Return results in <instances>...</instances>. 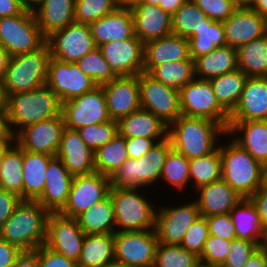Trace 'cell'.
<instances>
[{
    "mask_svg": "<svg viewBox=\"0 0 267 267\" xmlns=\"http://www.w3.org/2000/svg\"><path fill=\"white\" fill-rule=\"evenodd\" d=\"M225 134L226 130L217 122L181 115L168 125L167 138L174 150L194 159L211 153Z\"/></svg>",
    "mask_w": 267,
    "mask_h": 267,
    "instance_id": "6da1fadb",
    "label": "cell"
},
{
    "mask_svg": "<svg viewBox=\"0 0 267 267\" xmlns=\"http://www.w3.org/2000/svg\"><path fill=\"white\" fill-rule=\"evenodd\" d=\"M62 103L48 85L8 95L7 127L12 138L24 127L61 115Z\"/></svg>",
    "mask_w": 267,
    "mask_h": 267,
    "instance_id": "7a4b0ae2",
    "label": "cell"
},
{
    "mask_svg": "<svg viewBox=\"0 0 267 267\" xmlns=\"http://www.w3.org/2000/svg\"><path fill=\"white\" fill-rule=\"evenodd\" d=\"M49 214L38 201L21 200L0 228V239L22 251L37 249L45 244Z\"/></svg>",
    "mask_w": 267,
    "mask_h": 267,
    "instance_id": "3957f363",
    "label": "cell"
},
{
    "mask_svg": "<svg viewBox=\"0 0 267 267\" xmlns=\"http://www.w3.org/2000/svg\"><path fill=\"white\" fill-rule=\"evenodd\" d=\"M225 137L229 141L220 142L221 178L240 196L250 198L261 187L262 164L227 133Z\"/></svg>",
    "mask_w": 267,
    "mask_h": 267,
    "instance_id": "277c9868",
    "label": "cell"
},
{
    "mask_svg": "<svg viewBox=\"0 0 267 267\" xmlns=\"http://www.w3.org/2000/svg\"><path fill=\"white\" fill-rule=\"evenodd\" d=\"M145 193V189L140 188L110 187L116 232L155 228L157 204L147 199Z\"/></svg>",
    "mask_w": 267,
    "mask_h": 267,
    "instance_id": "5b68a950",
    "label": "cell"
},
{
    "mask_svg": "<svg viewBox=\"0 0 267 267\" xmlns=\"http://www.w3.org/2000/svg\"><path fill=\"white\" fill-rule=\"evenodd\" d=\"M171 149V143L166 138L157 142L144 156L128 158L110 177L111 187L150 189L157 182L159 185L163 165Z\"/></svg>",
    "mask_w": 267,
    "mask_h": 267,
    "instance_id": "8992f818",
    "label": "cell"
},
{
    "mask_svg": "<svg viewBox=\"0 0 267 267\" xmlns=\"http://www.w3.org/2000/svg\"><path fill=\"white\" fill-rule=\"evenodd\" d=\"M50 58L47 43L36 51L12 56L2 80L7 94L28 92L45 85Z\"/></svg>",
    "mask_w": 267,
    "mask_h": 267,
    "instance_id": "52a82bcc",
    "label": "cell"
},
{
    "mask_svg": "<svg viewBox=\"0 0 267 267\" xmlns=\"http://www.w3.org/2000/svg\"><path fill=\"white\" fill-rule=\"evenodd\" d=\"M46 38L37 24L33 10L0 18V45L12 56L38 50Z\"/></svg>",
    "mask_w": 267,
    "mask_h": 267,
    "instance_id": "ba28073f",
    "label": "cell"
},
{
    "mask_svg": "<svg viewBox=\"0 0 267 267\" xmlns=\"http://www.w3.org/2000/svg\"><path fill=\"white\" fill-rule=\"evenodd\" d=\"M179 92L182 115L208 119L228 130L229 114L217 102L209 80L195 77Z\"/></svg>",
    "mask_w": 267,
    "mask_h": 267,
    "instance_id": "9c48e42d",
    "label": "cell"
},
{
    "mask_svg": "<svg viewBox=\"0 0 267 267\" xmlns=\"http://www.w3.org/2000/svg\"><path fill=\"white\" fill-rule=\"evenodd\" d=\"M140 106L169 125L181 115L179 90L166 86L149 73L138 75Z\"/></svg>",
    "mask_w": 267,
    "mask_h": 267,
    "instance_id": "30bf717a",
    "label": "cell"
},
{
    "mask_svg": "<svg viewBox=\"0 0 267 267\" xmlns=\"http://www.w3.org/2000/svg\"><path fill=\"white\" fill-rule=\"evenodd\" d=\"M157 245L154 229L115 232V262L124 267H153Z\"/></svg>",
    "mask_w": 267,
    "mask_h": 267,
    "instance_id": "8fae6325",
    "label": "cell"
},
{
    "mask_svg": "<svg viewBox=\"0 0 267 267\" xmlns=\"http://www.w3.org/2000/svg\"><path fill=\"white\" fill-rule=\"evenodd\" d=\"M187 202L157 205L154 230L158 243L180 245L186 231L200 216L196 201Z\"/></svg>",
    "mask_w": 267,
    "mask_h": 267,
    "instance_id": "7c38bea8",
    "label": "cell"
},
{
    "mask_svg": "<svg viewBox=\"0 0 267 267\" xmlns=\"http://www.w3.org/2000/svg\"><path fill=\"white\" fill-rule=\"evenodd\" d=\"M61 114L65 128L72 130L111 120L102 86L63 102Z\"/></svg>",
    "mask_w": 267,
    "mask_h": 267,
    "instance_id": "4fadbf2b",
    "label": "cell"
},
{
    "mask_svg": "<svg viewBox=\"0 0 267 267\" xmlns=\"http://www.w3.org/2000/svg\"><path fill=\"white\" fill-rule=\"evenodd\" d=\"M110 187V178L100 173L76 175L73 177L67 202L58 213L76 219L89 207L106 198Z\"/></svg>",
    "mask_w": 267,
    "mask_h": 267,
    "instance_id": "5bb4252c",
    "label": "cell"
},
{
    "mask_svg": "<svg viewBox=\"0 0 267 267\" xmlns=\"http://www.w3.org/2000/svg\"><path fill=\"white\" fill-rule=\"evenodd\" d=\"M46 43L51 57L69 63H76L97 48L89 25L77 22L53 32L46 38Z\"/></svg>",
    "mask_w": 267,
    "mask_h": 267,
    "instance_id": "9a60e30c",
    "label": "cell"
},
{
    "mask_svg": "<svg viewBox=\"0 0 267 267\" xmlns=\"http://www.w3.org/2000/svg\"><path fill=\"white\" fill-rule=\"evenodd\" d=\"M85 233L75 218L60 213H50L47 219L45 246L63 255L69 260L78 262Z\"/></svg>",
    "mask_w": 267,
    "mask_h": 267,
    "instance_id": "2e32d148",
    "label": "cell"
},
{
    "mask_svg": "<svg viewBox=\"0 0 267 267\" xmlns=\"http://www.w3.org/2000/svg\"><path fill=\"white\" fill-rule=\"evenodd\" d=\"M46 85L53 90L61 103L97 87L76 63L64 62L53 57L49 61Z\"/></svg>",
    "mask_w": 267,
    "mask_h": 267,
    "instance_id": "e0dca14e",
    "label": "cell"
},
{
    "mask_svg": "<svg viewBox=\"0 0 267 267\" xmlns=\"http://www.w3.org/2000/svg\"><path fill=\"white\" fill-rule=\"evenodd\" d=\"M64 129L65 121L61 114L22 128L13 140L23 150L56 157Z\"/></svg>",
    "mask_w": 267,
    "mask_h": 267,
    "instance_id": "ac0fdd59",
    "label": "cell"
},
{
    "mask_svg": "<svg viewBox=\"0 0 267 267\" xmlns=\"http://www.w3.org/2000/svg\"><path fill=\"white\" fill-rule=\"evenodd\" d=\"M99 48L117 77L144 72V44L136 35L122 41L103 43Z\"/></svg>",
    "mask_w": 267,
    "mask_h": 267,
    "instance_id": "d6986e66",
    "label": "cell"
},
{
    "mask_svg": "<svg viewBox=\"0 0 267 267\" xmlns=\"http://www.w3.org/2000/svg\"><path fill=\"white\" fill-rule=\"evenodd\" d=\"M101 86L111 120L118 121L141 108L138 75L119 76Z\"/></svg>",
    "mask_w": 267,
    "mask_h": 267,
    "instance_id": "ffe728a7",
    "label": "cell"
},
{
    "mask_svg": "<svg viewBox=\"0 0 267 267\" xmlns=\"http://www.w3.org/2000/svg\"><path fill=\"white\" fill-rule=\"evenodd\" d=\"M222 23L226 45L235 49L267 34V19L250 7H238Z\"/></svg>",
    "mask_w": 267,
    "mask_h": 267,
    "instance_id": "44dd1931",
    "label": "cell"
},
{
    "mask_svg": "<svg viewBox=\"0 0 267 267\" xmlns=\"http://www.w3.org/2000/svg\"><path fill=\"white\" fill-rule=\"evenodd\" d=\"M131 14L134 33L143 44L172 34V16L158 5L137 3Z\"/></svg>",
    "mask_w": 267,
    "mask_h": 267,
    "instance_id": "7402d4cb",
    "label": "cell"
},
{
    "mask_svg": "<svg viewBox=\"0 0 267 267\" xmlns=\"http://www.w3.org/2000/svg\"><path fill=\"white\" fill-rule=\"evenodd\" d=\"M56 157L73 176L96 172L94 151L84 143L77 130L64 129Z\"/></svg>",
    "mask_w": 267,
    "mask_h": 267,
    "instance_id": "603a6c76",
    "label": "cell"
},
{
    "mask_svg": "<svg viewBox=\"0 0 267 267\" xmlns=\"http://www.w3.org/2000/svg\"><path fill=\"white\" fill-rule=\"evenodd\" d=\"M73 177L63 162L54 157L47 166L44 190L37 201L50 213H58L67 202Z\"/></svg>",
    "mask_w": 267,
    "mask_h": 267,
    "instance_id": "cb8c5ba5",
    "label": "cell"
},
{
    "mask_svg": "<svg viewBox=\"0 0 267 267\" xmlns=\"http://www.w3.org/2000/svg\"><path fill=\"white\" fill-rule=\"evenodd\" d=\"M200 216L228 214L242 199L222 178L194 191ZM197 195V196H196Z\"/></svg>",
    "mask_w": 267,
    "mask_h": 267,
    "instance_id": "d4e9b609",
    "label": "cell"
},
{
    "mask_svg": "<svg viewBox=\"0 0 267 267\" xmlns=\"http://www.w3.org/2000/svg\"><path fill=\"white\" fill-rule=\"evenodd\" d=\"M267 120V77H248L229 121Z\"/></svg>",
    "mask_w": 267,
    "mask_h": 267,
    "instance_id": "484cf974",
    "label": "cell"
},
{
    "mask_svg": "<svg viewBox=\"0 0 267 267\" xmlns=\"http://www.w3.org/2000/svg\"><path fill=\"white\" fill-rule=\"evenodd\" d=\"M226 133L262 165L267 163V120L229 121Z\"/></svg>",
    "mask_w": 267,
    "mask_h": 267,
    "instance_id": "4316f807",
    "label": "cell"
},
{
    "mask_svg": "<svg viewBox=\"0 0 267 267\" xmlns=\"http://www.w3.org/2000/svg\"><path fill=\"white\" fill-rule=\"evenodd\" d=\"M176 61H193L187 38L171 34L144 44V72L150 73L160 64Z\"/></svg>",
    "mask_w": 267,
    "mask_h": 267,
    "instance_id": "83f0119b",
    "label": "cell"
},
{
    "mask_svg": "<svg viewBox=\"0 0 267 267\" xmlns=\"http://www.w3.org/2000/svg\"><path fill=\"white\" fill-rule=\"evenodd\" d=\"M89 27L97 47L103 43L122 41L135 35L131 8L117 7Z\"/></svg>",
    "mask_w": 267,
    "mask_h": 267,
    "instance_id": "f1b7e54d",
    "label": "cell"
},
{
    "mask_svg": "<svg viewBox=\"0 0 267 267\" xmlns=\"http://www.w3.org/2000/svg\"><path fill=\"white\" fill-rule=\"evenodd\" d=\"M74 8L75 0H41L33 12L42 35L47 38L73 23Z\"/></svg>",
    "mask_w": 267,
    "mask_h": 267,
    "instance_id": "f546056e",
    "label": "cell"
},
{
    "mask_svg": "<svg viewBox=\"0 0 267 267\" xmlns=\"http://www.w3.org/2000/svg\"><path fill=\"white\" fill-rule=\"evenodd\" d=\"M117 124L118 134L125 138H167L168 125L142 108L120 118Z\"/></svg>",
    "mask_w": 267,
    "mask_h": 267,
    "instance_id": "4dcf8cb0",
    "label": "cell"
},
{
    "mask_svg": "<svg viewBox=\"0 0 267 267\" xmlns=\"http://www.w3.org/2000/svg\"><path fill=\"white\" fill-rule=\"evenodd\" d=\"M55 156L23 150V200L37 201L44 190L46 169Z\"/></svg>",
    "mask_w": 267,
    "mask_h": 267,
    "instance_id": "1f68e13d",
    "label": "cell"
},
{
    "mask_svg": "<svg viewBox=\"0 0 267 267\" xmlns=\"http://www.w3.org/2000/svg\"><path fill=\"white\" fill-rule=\"evenodd\" d=\"M195 77L210 80L238 69L237 49L217 47L194 60Z\"/></svg>",
    "mask_w": 267,
    "mask_h": 267,
    "instance_id": "d6a6232c",
    "label": "cell"
},
{
    "mask_svg": "<svg viewBox=\"0 0 267 267\" xmlns=\"http://www.w3.org/2000/svg\"><path fill=\"white\" fill-rule=\"evenodd\" d=\"M114 261V234H85L78 267H102Z\"/></svg>",
    "mask_w": 267,
    "mask_h": 267,
    "instance_id": "836d02e7",
    "label": "cell"
},
{
    "mask_svg": "<svg viewBox=\"0 0 267 267\" xmlns=\"http://www.w3.org/2000/svg\"><path fill=\"white\" fill-rule=\"evenodd\" d=\"M23 149L13 138L4 143V159L0 173V188L18 195L23 200Z\"/></svg>",
    "mask_w": 267,
    "mask_h": 267,
    "instance_id": "e575fe53",
    "label": "cell"
},
{
    "mask_svg": "<svg viewBox=\"0 0 267 267\" xmlns=\"http://www.w3.org/2000/svg\"><path fill=\"white\" fill-rule=\"evenodd\" d=\"M79 227L85 234H114V205L110 195L89 207L77 218Z\"/></svg>",
    "mask_w": 267,
    "mask_h": 267,
    "instance_id": "d590c367",
    "label": "cell"
},
{
    "mask_svg": "<svg viewBox=\"0 0 267 267\" xmlns=\"http://www.w3.org/2000/svg\"><path fill=\"white\" fill-rule=\"evenodd\" d=\"M229 214L237 239L259 242L262 224L257 209L249 198H243Z\"/></svg>",
    "mask_w": 267,
    "mask_h": 267,
    "instance_id": "8d00e7d4",
    "label": "cell"
},
{
    "mask_svg": "<svg viewBox=\"0 0 267 267\" xmlns=\"http://www.w3.org/2000/svg\"><path fill=\"white\" fill-rule=\"evenodd\" d=\"M248 77L240 70L210 79L219 105L230 115L236 108Z\"/></svg>",
    "mask_w": 267,
    "mask_h": 267,
    "instance_id": "74e56055",
    "label": "cell"
},
{
    "mask_svg": "<svg viewBox=\"0 0 267 267\" xmlns=\"http://www.w3.org/2000/svg\"><path fill=\"white\" fill-rule=\"evenodd\" d=\"M238 69L247 77H267V34L237 49Z\"/></svg>",
    "mask_w": 267,
    "mask_h": 267,
    "instance_id": "f35d334b",
    "label": "cell"
},
{
    "mask_svg": "<svg viewBox=\"0 0 267 267\" xmlns=\"http://www.w3.org/2000/svg\"><path fill=\"white\" fill-rule=\"evenodd\" d=\"M190 57L196 58L210 53L217 47L226 46L223 23L207 19L191 38H188Z\"/></svg>",
    "mask_w": 267,
    "mask_h": 267,
    "instance_id": "ab89813d",
    "label": "cell"
},
{
    "mask_svg": "<svg viewBox=\"0 0 267 267\" xmlns=\"http://www.w3.org/2000/svg\"><path fill=\"white\" fill-rule=\"evenodd\" d=\"M189 173L190 187L194 189L193 193L199 187L221 179L220 142L211 153L189 159Z\"/></svg>",
    "mask_w": 267,
    "mask_h": 267,
    "instance_id": "60d3db41",
    "label": "cell"
},
{
    "mask_svg": "<svg viewBox=\"0 0 267 267\" xmlns=\"http://www.w3.org/2000/svg\"><path fill=\"white\" fill-rule=\"evenodd\" d=\"M95 171L111 177L129 158L126 150V138L117 134L104 146L94 151Z\"/></svg>",
    "mask_w": 267,
    "mask_h": 267,
    "instance_id": "b9f144b4",
    "label": "cell"
},
{
    "mask_svg": "<svg viewBox=\"0 0 267 267\" xmlns=\"http://www.w3.org/2000/svg\"><path fill=\"white\" fill-rule=\"evenodd\" d=\"M207 19L208 17L193 0H186L172 15V34L191 38Z\"/></svg>",
    "mask_w": 267,
    "mask_h": 267,
    "instance_id": "7bdbcfd3",
    "label": "cell"
},
{
    "mask_svg": "<svg viewBox=\"0 0 267 267\" xmlns=\"http://www.w3.org/2000/svg\"><path fill=\"white\" fill-rule=\"evenodd\" d=\"M164 181L178 190L177 193L185 189L187 191L188 186L190 187L189 159L173 148L166 157L159 185L164 184Z\"/></svg>",
    "mask_w": 267,
    "mask_h": 267,
    "instance_id": "ee69618b",
    "label": "cell"
},
{
    "mask_svg": "<svg viewBox=\"0 0 267 267\" xmlns=\"http://www.w3.org/2000/svg\"><path fill=\"white\" fill-rule=\"evenodd\" d=\"M149 74L164 85L180 90L195 78L194 61L163 63Z\"/></svg>",
    "mask_w": 267,
    "mask_h": 267,
    "instance_id": "f6af8a7d",
    "label": "cell"
},
{
    "mask_svg": "<svg viewBox=\"0 0 267 267\" xmlns=\"http://www.w3.org/2000/svg\"><path fill=\"white\" fill-rule=\"evenodd\" d=\"M199 257L180 245L158 243L153 267H195Z\"/></svg>",
    "mask_w": 267,
    "mask_h": 267,
    "instance_id": "bcb514c9",
    "label": "cell"
},
{
    "mask_svg": "<svg viewBox=\"0 0 267 267\" xmlns=\"http://www.w3.org/2000/svg\"><path fill=\"white\" fill-rule=\"evenodd\" d=\"M76 64L97 86L108 83L117 77L110 69L99 47L87 53Z\"/></svg>",
    "mask_w": 267,
    "mask_h": 267,
    "instance_id": "7dc6e473",
    "label": "cell"
},
{
    "mask_svg": "<svg viewBox=\"0 0 267 267\" xmlns=\"http://www.w3.org/2000/svg\"><path fill=\"white\" fill-rule=\"evenodd\" d=\"M116 8L113 0H75L74 22L90 25Z\"/></svg>",
    "mask_w": 267,
    "mask_h": 267,
    "instance_id": "c3c4849f",
    "label": "cell"
},
{
    "mask_svg": "<svg viewBox=\"0 0 267 267\" xmlns=\"http://www.w3.org/2000/svg\"><path fill=\"white\" fill-rule=\"evenodd\" d=\"M77 132L84 143L93 151H96L118 134V124L116 120H109L101 124L79 128Z\"/></svg>",
    "mask_w": 267,
    "mask_h": 267,
    "instance_id": "681fc988",
    "label": "cell"
},
{
    "mask_svg": "<svg viewBox=\"0 0 267 267\" xmlns=\"http://www.w3.org/2000/svg\"><path fill=\"white\" fill-rule=\"evenodd\" d=\"M229 246L230 241L208 235L203 251L199 256L200 263H204L209 267H221L227 258Z\"/></svg>",
    "mask_w": 267,
    "mask_h": 267,
    "instance_id": "f907efd6",
    "label": "cell"
},
{
    "mask_svg": "<svg viewBox=\"0 0 267 267\" xmlns=\"http://www.w3.org/2000/svg\"><path fill=\"white\" fill-rule=\"evenodd\" d=\"M208 235L209 231L206 217L199 216L184 234L180 246L189 252L195 253L199 257Z\"/></svg>",
    "mask_w": 267,
    "mask_h": 267,
    "instance_id": "816d5d0a",
    "label": "cell"
},
{
    "mask_svg": "<svg viewBox=\"0 0 267 267\" xmlns=\"http://www.w3.org/2000/svg\"><path fill=\"white\" fill-rule=\"evenodd\" d=\"M257 249L258 243L242 239L231 240L227 258L221 267H244Z\"/></svg>",
    "mask_w": 267,
    "mask_h": 267,
    "instance_id": "f5cc1de1",
    "label": "cell"
},
{
    "mask_svg": "<svg viewBox=\"0 0 267 267\" xmlns=\"http://www.w3.org/2000/svg\"><path fill=\"white\" fill-rule=\"evenodd\" d=\"M205 15L214 21L224 22L238 8L234 0H193Z\"/></svg>",
    "mask_w": 267,
    "mask_h": 267,
    "instance_id": "db71d44e",
    "label": "cell"
},
{
    "mask_svg": "<svg viewBox=\"0 0 267 267\" xmlns=\"http://www.w3.org/2000/svg\"><path fill=\"white\" fill-rule=\"evenodd\" d=\"M209 235L231 241L237 239L230 214H218L206 217Z\"/></svg>",
    "mask_w": 267,
    "mask_h": 267,
    "instance_id": "11a10c76",
    "label": "cell"
},
{
    "mask_svg": "<svg viewBox=\"0 0 267 267\" xmlns=\"http://www.w3.org/2000/svg\"><path fill=\"white\" fill-rule=\"evenodd\" d=\"M38 261L40 267H78L77 263L45 245L38 247Z\"/></svg>",
    "mask_w": 267,
    "mask_h": 267,
    "instance_id": "9f6ffc18",
    "label": "cell"
},
{
    "mask_svg": "<svg viewBox=\"0 0 267 267\" xmlns=\"http://www.w3.org/2000/svg\"><path fill=\"white\" fill-rule=\"evenodd\" d=\"M166 138H126V150L130 159H138L145 155L157 142Z\"/></svg>",
    "mask_w": 267,
    "mask_h": 267,
    "instance_id": "6f0895ef",
    "label": "cell"
},
{
    "mask_svg": "<svg viewBox=\"0 0 267 267\" xmlns=\"http://www.w3.org/2000/svg\"><path fill=\"white\" fill-rule=\"evenodd\" d=\"M20 202L21 198L18 195L0 188V228Z\"/></svg>",
    "mask_w": 267,
    "mask_h": 267,
    "instance_id": "680465c9",
    "label": "cell"
},
{
    "mask_svg": "<svg viewBox=\"0 0 267 267\" xmlns=\"http://www.w3.org/2000/svg\"><path fill=\"white\" fill-rule=\"evenodd\" d=\"M21 253L18 246L0 239V267H12Z\"/></svg>",
    "mask_w": 267,
    "mask_h": 267,
    "instance_id": "91938a15",
    "label": "cell"
},
{
    "mask_svg": "<svg viewBox=\"0 0 267 267\" xmlns=\"http://www.w3.org/2000/svg\"><path fill=\"white\" fill-rule=\"evenodd\" d=\"M257 209L261 224L267 223V190L259 188L250 198Z\"/></svg>",
    "mask_w": 267,
    "mask_h": 267,
    "instance_id": "94428289",
    "label": "cell"
},
{
    "mask_svg": "<svg viewBox=\"0 0 267 267\" xmlns=\"http://www.w3.org/2000/svg\"><path fill=\"white\" fill-rule=\"evenodd\" d=\"M25 9L21 0H0V18L21 14Z\"/></svg>",
    "mask_w": 267,
    "mask_h": 267,
    "instance_id": "6125c7cd",
    "label": "cell"
},
{
    "mask_svg": "<svg viewBox=\"0 0 267 267\" xmlns=\"http://www.w3.org/2000/svg\"><path fill=\"white\" fill-rule=\"evenodd\" d=\"M12 267H40L38 248L33 251H22Z\"/></svg>",
    "mask_w": 267,
    "mask_h": 267,
    "instance_id": "be15d7a7",
    "label": "cell"
},
{
    "mask_svg": "<svg viewBox=\"0 0 267 267\" xmlns=\"http://www.w3.org/2000/svg\"><path fill=\"white\" fill-rule=\"evenodd\" d=\"M244 267H267V252L258 248L245 263Z\"/></svg>",
    "mask_w": 267,
    "mask_h": 267,
    "instance_id": "e7e4bbea",
    "label": "cell"
},
{
    "mask_svg": "<svg viewBox=\"0 0 267 267\" xmlns=\"http://www.w3.org/2000/svg\"><path fill=\"white\" fill-rule=\"evenodd\" d=\"M186 0H161L159 7L172 16Z\"/></svg>",
    "mask_w": 267,
    "mask_h": 267,
    "instance_id": "03108f58",
    "label": "cell"
},
{
    "mask_svg": "<svg viewBox=\"0 0 267 267\" xmlns=\"http://www.w3.org/2000/svg\"><path fill=\"white\" fill-rule=\"evenodd\" d=\"M11 55L0 45V81L3 80Z\"/></svg>",
    "mask_w": 267,
    "mask_h": 267,
    "instance_id": "003e7915",
    "label": "cell"
},
{
    "mask_svg": "<svg viewBox=\"0 0 267 267\" xmlns=\"http://www.w3.org/2000/svg\"><path fill=\"white\" fill-rule=\"evenodd\" d=\"M8 109V94L3 81H0V114L7 115Z\"/></svg>",
    "mask_w": 267,
    "mask_h": 267,
    "instance_id": "a7ac6f4b",
    "label": "cell"
},
{
    "mask_svg": "<svg viewBox=\"0 0 267 267\" xmlns=\"http://www.w3.org/2000/svg\"><path fill=\"white\" fill-rule=\"evenodd\" d=\"M12 136L7 127L6 116L0 114V141H10Z\"/></svg>",
    "mask_w": 267,
    "mask_h": 267,
    "instance_id": "89a4df30",
    "label": "cell"
},
{
    "mask_svg": "<svg viewBox=\"0 0 267 267\" xmlns=\"http://www.w3.org/2000/svg\"><path fill=\"white\" fill-rule=\"evenodd\" d=\"M250 8L267 19V0H255Z\"/></svg>",
    "mask_w": 267,
    "mask_h": 267,
    "instance_id": "2644e50d",
    "label": "cell"
},
{
    "mask_svg": "<svg viewBox=\"0 0 267 267\" xmlns=\"http://www.w3.org/2000/svg\"><path fill=\"white\" fill-rule=\"evenodd\" d=\"M258 248L267 252V223L262 225V233L258 242Z\"/></svg>",
    "mask_w": 267,
    "mask_h": 267,
    "instance_id": "8c879c8a",
    "label": "cell"
},
{
    "mask_svg": "<svg viewBox=\"0 0 267 267\" xmlns=\"http://www.w3.org/2000/svg\"><path fill=\"white\" fill-rule=\"evenodd\" d=\"M117 7L132 8L138 3V0H113Z\"/></svg>",
    "mask_w": 267,
    "mask_h": 267,
    "instance_id": "753ad0ef",
    "label": "cell"
},
{
    "mask_svg": "<svg viewBox=\"0 0 267 267\" xmlns=\"http://www.w3.org/2000/svg\"><path fill=\"white\" fill-rule=\"evenodd\" d=\"M267 190V163L262 165L261 187Z\"/></svg>",
    "mask_w": 267,
    "mask_h": 267,
    "instance_id": "34e18365",
    "label": "cell"
},
{
    "mask_svg": "<svg viewBox=\"0 0 267 267\" xmlns=\"http://www.w3.org/2000/svg\"><path fill=\"white\" fill-rule=\"evenodd\" d=\"M21 2L27 9L33 10L41 0H21Z\"/></svg>",
    "mask_w": 267,
    "mask_h": 267,
    "instance_id": "11e5206c",
    "label": "cell"
},
{
    "mask_svg": "<svg viewBox=\"0 0 267 267\" xmlns=\"http://www.w3.org/2000/svg\"><path fill=\"white\" fill-rule=\"evenodd\" d=\"M238 7H250L255 0H234Z\"/></svg>",
    "mask_w": 267,
    "mask_h": 267,
    "instance_id": "2a66077c",
    "label": "cell"
},
{
    "mask_svg": "<svg viewBox=\"0 0 267 267\" xmlns=\"http://www.w3.org/2000/svg\"><path fill=\"white\" fill-rule=\"evenodd\" d=\"M161 0H138V3H147V4H152V5H158Z\"/></svg>",
    "mask_w": 267,
    "mask_h": 267,
    "instance_id": "b9fcfbb0",
    "label": "cell"
},
{
    "mask_svg": "<svg viewBox=\"0 0 267 267\" xmlns=\"http://www.w3.org/2000/svg\"><path fill=\"white\" fill-rule=\"evenodd\" d=\"M4 159V144L0 145V173H1V166Z\"/></svg>",
    "mask_w": 267,
    "mask_h": 267,
    "instance_id": "09005b40",
    "label": "cell"
},
{
    "mask_svg": "<svg viewBox=\"0 0 267 267\" xmlns=\"http://www.w3.org/2000/svg\"><path fill=\"white\" fill-rule=\"evenodd\" d=\"M102 267H124V266L114 261L113 263H110Z\"/></svg>",
    "mask_w": 267,
    "mask_h": 267,
    "instance_id": "979ff035",
    "label": "cell"
},
{
    "mask_svg": "<svg viewBox=\"0 0 267 267\" xmlns=\"http://www.w3.org/2000/svg\"><path fill=\"white\" fill-rule=\"evenodd\" d=\"M195 267H209V266H207L206 264H204V263H198Z\"/></svg>",
    "mask_w": 267,
    "mask_h": 267,
    "instance_id": "deb4b68c",
    "label": "cell"
},
{
    "mask_svg": "<svg viewBox=\"0 0 267 267\" xmlns=\"http://www.w3.org/2000/svg\"><path fill=\"white\" fill-rule=\"evenodd\" d=\"M6 142H9V141H0V145H1V144H4V143H6Z\"/></svg>",
    "mask_w": 267,
    "mask_h": 267,
    "instance_id": "67dfc351",
    "label": "cell"
}]
</instances>
